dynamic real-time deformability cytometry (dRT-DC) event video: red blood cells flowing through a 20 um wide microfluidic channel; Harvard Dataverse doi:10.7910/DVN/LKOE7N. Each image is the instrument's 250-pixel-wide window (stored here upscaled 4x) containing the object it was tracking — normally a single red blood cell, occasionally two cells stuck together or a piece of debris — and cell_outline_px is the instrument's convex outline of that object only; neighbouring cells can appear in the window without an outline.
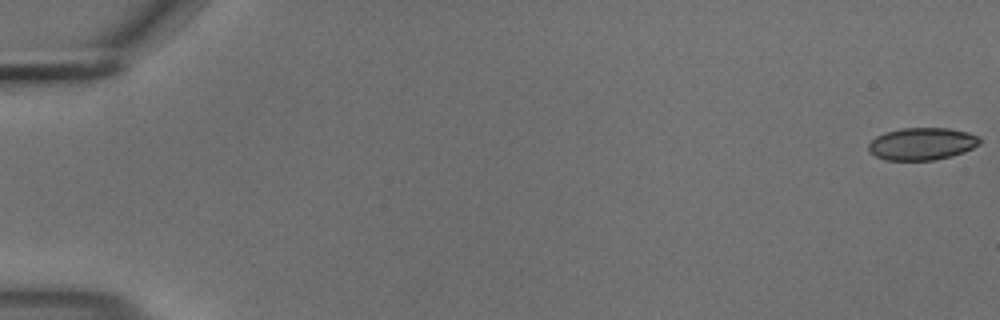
{"species": "common noctule bat (a hibernating species)", "species_latin": "Nyctalus noctula", "temperature_condition": "cold", "stored_images_in_passage": 55, "camera_frame_rate_fps": 3000, "um_per_image_px": 0.085, "animal": {"sex": "male", "body_mass_g": 18.8}, "frame": {"image": 1, "passage_image": 1, "time_ms": 0.0, "image_size_px": [1000, 320], "cell_outline_px": [[980, 144], [964, 152], [952, 156], [932, 160], [884, 160], [868, 152], [868, 144], [876, 136], [888, 132], [904, 128], [948, 128], [968, 132], [976, 136], [980, 140]], "centroid_in_image_um": [78.35, 12.23], "position_along_channel_um": 6.6, "area_um2": 20.87}}
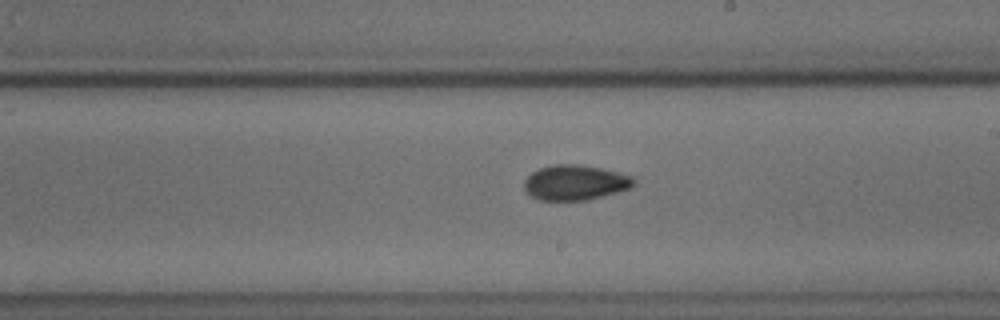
{"frame": {"image": 2, "passage_image": 33, "time_ms": 10.667, "image_size_px": [1000, 320], "cell_outline_px": [[636, 184], [632, 188], [620, 192], [588, 200], [540, 200], [532, 196], [524, 188], [524, 180], [532, 172], [540, 168], [552, 164], [580, 164], [600, 168], [632, 176], [636, 180]], "centroid_in_image_um": [48.93, 15.52], "position_along_channel_um": 240.1, "area_um2": 22.6}}
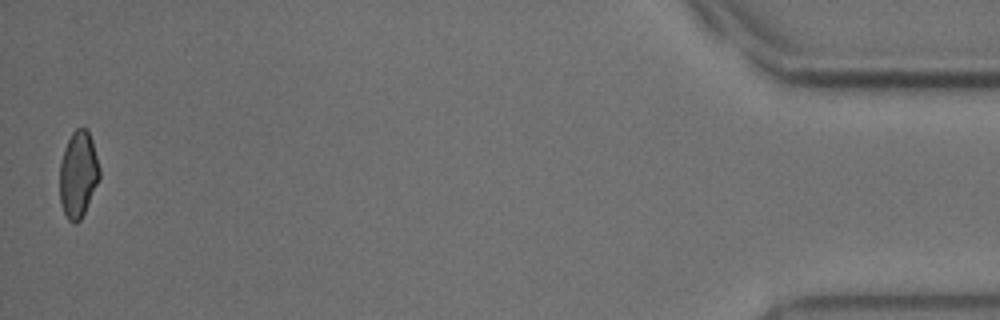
{"frame": {"image": 3, "passage_image": 55, "time_ms": 18.0, "image_size_px": [1000, 320], "cell_outline_px": [[100, 176], [84, 212], [80, 220], [76, 224], [72, 224], [68, 220], [64, 212], [60, 200], [60, 164], [64, 148], [72, 132], [76, 128], [88, 128], [92, 140], [100, 168]], "centroid_in_image_um": [6.64, 14.8], "position_along_channel_um": 428.6, "area_um2": 19.94}, "authors_computed_cell_mechanics": {"area_um2": 21.7906, "velocity_mm_per_s": 3.7142, "shape_relaxation_time_tau1_ms": 8.0005, "shape_relaxation_time_tau2_ms": 1.8614, "deformation_change_tau1": 0.1134, "deformation_change_tau2": 0.0719}}